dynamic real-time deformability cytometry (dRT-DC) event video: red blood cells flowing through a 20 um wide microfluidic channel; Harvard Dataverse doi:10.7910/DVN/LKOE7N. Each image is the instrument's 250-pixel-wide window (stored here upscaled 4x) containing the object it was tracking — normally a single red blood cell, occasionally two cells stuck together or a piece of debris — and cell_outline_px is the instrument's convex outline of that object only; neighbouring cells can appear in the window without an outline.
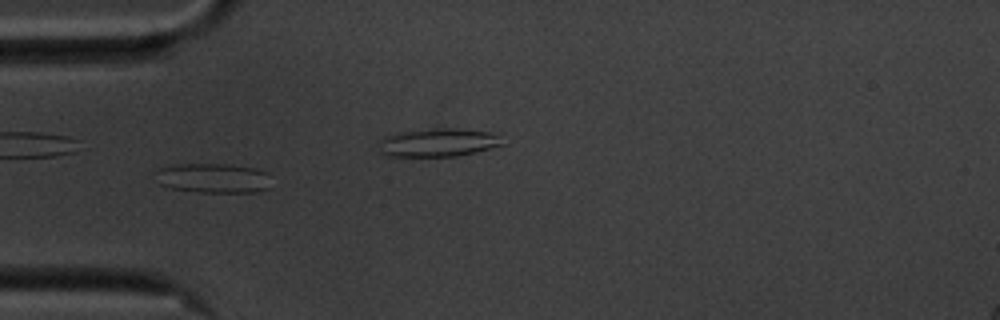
{"species": "common noctule bat (a hibernating species)", "species_latin": "Nyctalus noctula", "temperature_condition": "cold", "stored_images_in_passage": 45, "camera_frame_rate_fps": 3000, "um_per_image_px": 0.085, "animal": {"sex": "male", "body_mass_g": 20.1, "forearm_length_mm": 53.5}, "frame": {"image": 1, "passage_image": 5, "time_ms": 1.333, "image_size_px": [1000, 320], "cell_outline_px": [[268, 188], [260, 192], [200, 192], [168, 188], [160, 184], [156, 172], [160, 168], [176, 164], [232, 164], [256, 168], [268, 172]], "centroid_in_image_um": [18.14, 15.13], "position_along_channel_um": 66.9, "area_um2": 20.06}}
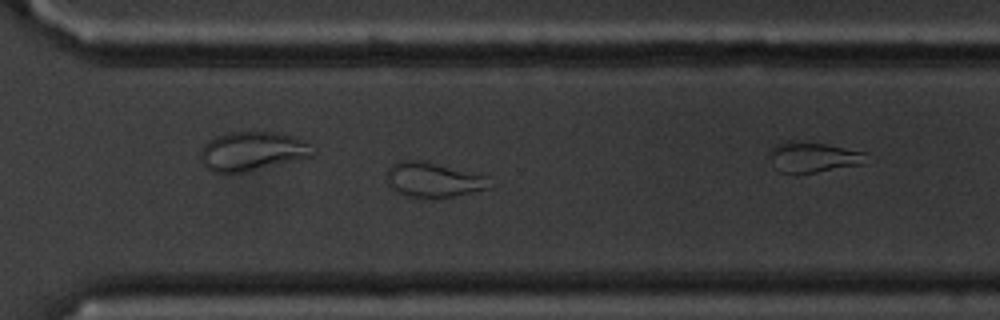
{"frame": {"image": 2, "passage_image": 28, "time_ms": 9.0, "image_size_px": [1000, 320], "cell_outline_px": [[496, 184], [492, 188], [456, 196], [408, 196], [392, 192], [384, 172], [392, 164], [400, 160], [420, 160], [484, 176]], "centroid_in_image_um": [36.8, 15.28], "position_along_channel_um": 333.8, "area_um2": 20.75}}
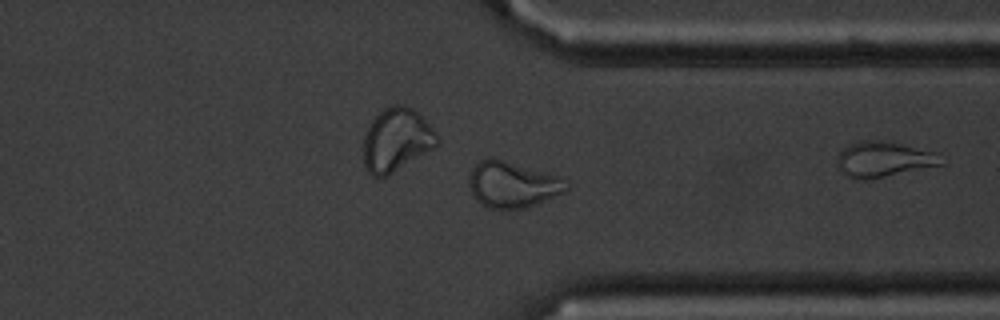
{"frame": {"image": 3, "passage_image": 31, "time_ms": 10.0, "image_size_px": [1000, 320], "cell_outline_px": [[568, 192], [524, 208], [488, 208], [480, 204], [472, 196], [468, 184], [468, 176], [472, 168], [480, 160], [488, 156], [492, 156], [556, 176], [568, 184]], "centroid_in_image_um": [43.5, 15.68], "position_along_channel_um": 367.9, "area_um2": 26.18}, "authors_computed_cell_mechanics": {"area_um2": 20.0566, "velocity_mm_per_s": 3.4921, "shape_relaxation_time_tau1_ms": null, "shape_relaxation_time_tau2_ms": 2.1498, "deformation_change_tau1": null, "deformation_change_tau2": 0.1008}}